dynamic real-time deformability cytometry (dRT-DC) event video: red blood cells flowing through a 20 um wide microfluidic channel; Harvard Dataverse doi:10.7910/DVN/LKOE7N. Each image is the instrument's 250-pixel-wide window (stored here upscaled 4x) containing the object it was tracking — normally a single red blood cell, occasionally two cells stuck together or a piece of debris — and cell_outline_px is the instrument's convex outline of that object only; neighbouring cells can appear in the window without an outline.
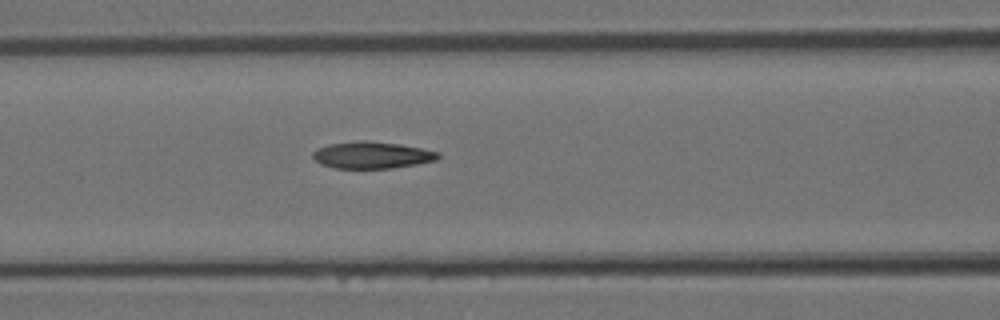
{"species": "Egyptian fruit bat (a non-hibernating species)", "species_latin": "Rousettus aegyptiacus", "temperature_condition": "room temperature", "stored_images_in_passage": 5, "camera_frame_rate_fps": 3000, "um_per_image_px": 0.085, "animal": {"sex": "female"}, "frame": {"image": 1, "passage_image": 5, "time_ms": 1.333, "image_size_px": [1000, 320], "cell_outline_px": [[440, 156], [436, 160], [416, 164], [392, 168], [332, 168], [320, 164], [312, 156], [312, 152], [316, 148], [328, 144], [356, 140], [364, 140], [400, 144], [440, 152]], "centroid_in_image_um": [31.57, 13.17], "position_along_channel_um": 135.0, "area_um2": 19.71}}